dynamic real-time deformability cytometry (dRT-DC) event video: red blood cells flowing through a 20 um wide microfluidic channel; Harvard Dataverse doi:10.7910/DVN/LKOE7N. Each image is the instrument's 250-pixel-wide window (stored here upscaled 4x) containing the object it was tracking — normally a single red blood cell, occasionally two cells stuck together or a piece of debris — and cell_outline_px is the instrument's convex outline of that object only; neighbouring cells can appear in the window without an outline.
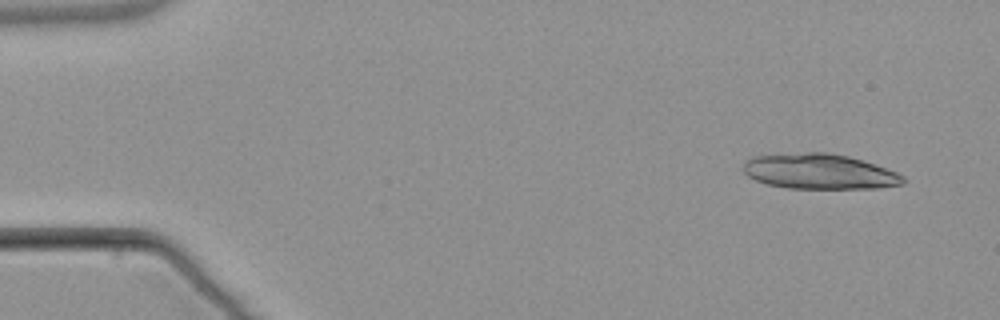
{"species": "common noctule bat (a hibernating species)", "species_latin": "Nyctalus noctula", "temperature_condition": "warm", "stored_images_in_passage": 4, "camera_frame_rate_fps": 3000, "um_per_image_px": 0.085, "animal": {"sex": "male", "body_mass_g": 21.5, "forearm_length_mm": 52.0}, "frame": {"image": 1, "passage_image": 1, "time_ms": 0.0, "image_size_px": [1000, 320], "cell_outline_px": [[908, 180], [904, 184], [880, 188], [788, 188], [768, 184], [756, 180], [748, 176], [744, 172], [744, 164], [752, 156], [808, 152], [828, 152], [848, 156], [864, 160], [896, 172], [904, 176]], "centroid_in_image_um": [69.7, 14.58], "position_along_channel_um": 15.3, "area_um2": 32.83}}